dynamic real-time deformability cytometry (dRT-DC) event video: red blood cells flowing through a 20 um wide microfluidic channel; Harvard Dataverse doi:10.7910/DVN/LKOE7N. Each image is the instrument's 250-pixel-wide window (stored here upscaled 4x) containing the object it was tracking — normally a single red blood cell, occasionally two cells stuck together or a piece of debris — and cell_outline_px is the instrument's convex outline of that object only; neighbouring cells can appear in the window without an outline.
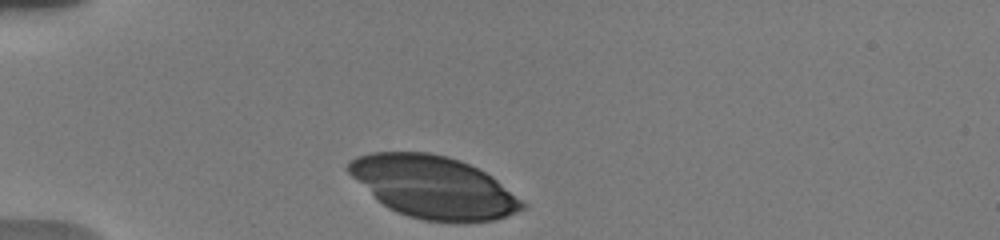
{"species": "human", "species_latin": "Homo sapiens", "temperature_condition": "warm", "stored_images_in_passage": 4, "camera_frame_rate_fps": 3000, "um_per_image_px": 0.085, "donor": {"sex": "male"}, "frame": {"image": 1, "passage_image": 1, "time_ms": 0.0, "image_size_px": [1000, 240], "cell_outline_px": [[524, 208], [508, 216], [496, 220], [460, 224], [456, 224], [424, 220], [408, 216], [396, 212], [388, 208], [376, 200], [344, 168], [348, 160], [356, 156], [372, 152], [428, 152], [448, 156], [460, 160], [492, 176], [520, 200], [524, 204]], "centroid_in_image_um": [36.79, 15.91], "position_along_channel_um": 48.2, "area_um2": 63.23}}